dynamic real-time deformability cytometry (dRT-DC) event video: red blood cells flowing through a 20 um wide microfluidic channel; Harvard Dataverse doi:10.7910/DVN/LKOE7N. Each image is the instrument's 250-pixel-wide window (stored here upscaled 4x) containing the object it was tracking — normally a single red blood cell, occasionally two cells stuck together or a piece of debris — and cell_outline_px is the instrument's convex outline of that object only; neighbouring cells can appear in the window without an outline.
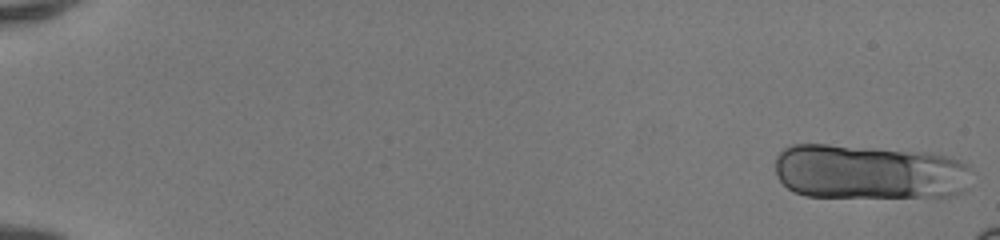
{"species": "human", "species_latin": "Homo sapiens", "temperature_condition": "room temperature", "stored_images_in_passage": 18, "camera_frame_rate_fps": 3000, "um_per_image_px": 0.085, "donor": {"sex": "female"}, "frame": {"image": 1, "passage_image": 1, "time_ms": 0.0, "image_size_px": [1000, 240], "cell_outline_px": [[968, 168], [964, 188], [960, 192], [952, 196], [804, 196], [788, 188], [776, 176], [776, 156], [784, 148], [792, 144], [828, 144], [932, 152], [952, 156], [968, 164]], "centroid_in_image_um": [73.83, 14.58], "position_along_channel_um": 11.2, "area_um2": 62.77}}